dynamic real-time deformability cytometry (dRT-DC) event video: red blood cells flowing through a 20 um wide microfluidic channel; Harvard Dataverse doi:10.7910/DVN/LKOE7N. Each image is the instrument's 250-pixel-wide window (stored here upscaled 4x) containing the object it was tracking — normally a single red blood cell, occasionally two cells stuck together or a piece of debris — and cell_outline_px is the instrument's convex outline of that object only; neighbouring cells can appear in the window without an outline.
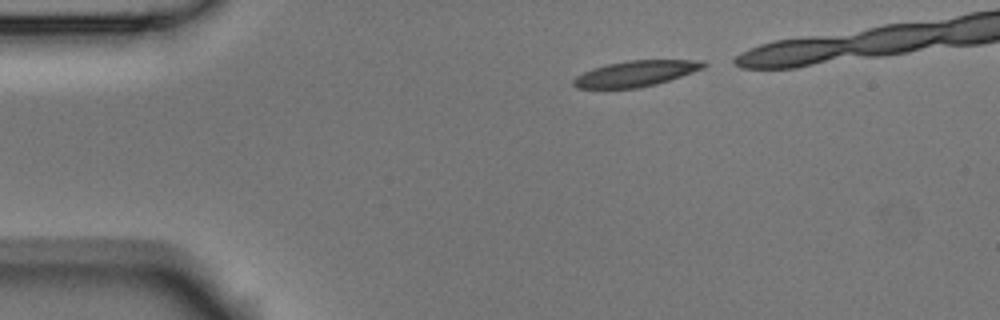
{"species": "Egyptian fruit bat (a non-hibernating species)", "species_latin": "Rousettus aegyptiacus", "temperature_condition": "room temperature", "stored_images_in_passage": 7, "camera_frame_rate_fps": 3000, "um_per_image_px": 0.085, "animal": {"sex": "male"}, "frame": {"image": 1, "passage_image": 1, "time_ms": 0.0, "image_size_px": [1000, 320], "cell_outline_px": [[708, 64], [704, 68], [656, 84], [636, 88], [576, 88], [572, 84], [572, 80], [576, 76], [592, 68], [608, 64], [628, 60], [704, 60]], "centroid_in_image_um": [54.03, 6.24], "position_along_channel_um": 31.0, "area_um2": 19.42}}